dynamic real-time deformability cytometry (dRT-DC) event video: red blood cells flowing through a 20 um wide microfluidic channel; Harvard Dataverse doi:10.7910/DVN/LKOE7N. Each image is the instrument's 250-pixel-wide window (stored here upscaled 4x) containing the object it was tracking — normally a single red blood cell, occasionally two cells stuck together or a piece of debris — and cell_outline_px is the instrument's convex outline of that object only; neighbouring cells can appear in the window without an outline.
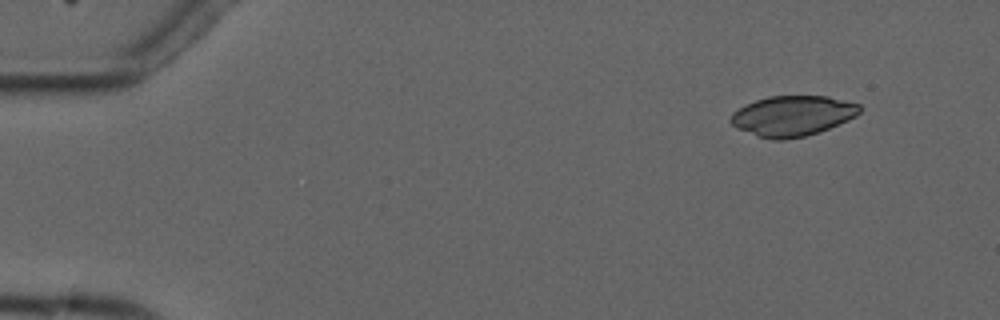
{"species": "common noctule bat (a hibernating species)", "species_latin": "Nyctalus noctula", "temperature_condition": "cold", "stored_images_in_passage": 5, "camera_frame_rate_fps": 3000, "um_per_image_px": 0.085, "animal": {"sex": "male", "forearm_length_mm": 52.5}, "frame": {"image": 1, "passage_image": 2, "time_ms": 1.333, "image_size_px": [1000, 320], "cell_outline_px": [[860, 112], [856, 116], [848, 120], [828, 128], [804, 136], [784, 140], [772, 140], [736, 128], [728, 120], [732, 112], [744, 104], [768, 96], [828, 96], [860, 104]], "centroid_in_image_um": [67.33, 9.83], "position_along_channel_um": 17.7, "area_um2": 30.23}}